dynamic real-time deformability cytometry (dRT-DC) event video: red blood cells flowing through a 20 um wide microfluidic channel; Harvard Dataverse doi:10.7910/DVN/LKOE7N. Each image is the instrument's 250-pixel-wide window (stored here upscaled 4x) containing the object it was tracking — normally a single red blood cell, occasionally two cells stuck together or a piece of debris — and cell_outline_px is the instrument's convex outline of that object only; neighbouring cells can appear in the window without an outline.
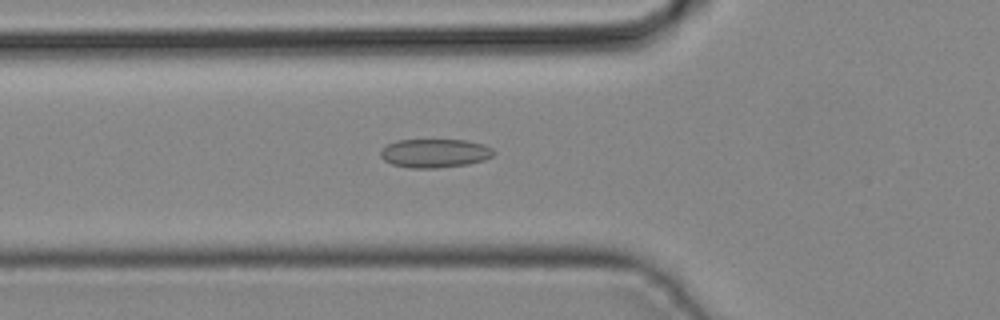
{"species": "common noctule bat (a hibernating species)", "species_latin": "Nyctalus noctula", "temperature_condition": "cold", "stored_images_in_passage": 40, "camera_frame_rate_fps": 3000, "um_per_image_px": 0.085, "animal": {"sex": "male", "body_mass_g": 19.2, "forearm_length_mm": 51.8}, "frame": {"image": 1, "passage_image": 12, "time_ms": 3.667, "image_size_px": [1000, 320], "cell_outline_px": [[496, 152], [492, 156], [484, 160], [468, 164], [436, 168], [412, 168], [392, 164], [384, 160], [380, 156], [380, 152], [388, 144], [396, 140], [468, 140], [484, 144], [492, 148]], "centroid_in_image_um": [36.98, 13.02], "position_along_channel_um": 88.8, "area_um2": 18.96}}
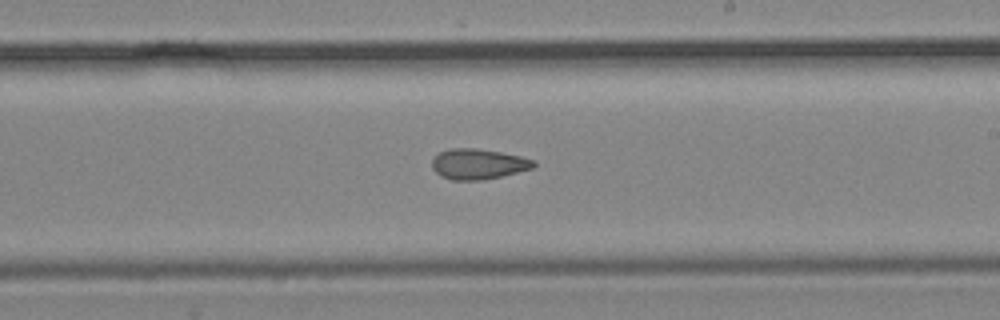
{"frame": {"image": 2, "passage_image": 22, "time_ms": 7.0, "image_size_px": [1000, 320], "cell_outline_px": [[536, 164], [532, 168], [500, 176], [480, 180], [452, 180], [440, 176], [432, 168], [432, 160], [440, 152], [448, 148], [476, 148], [500, 152], [520, 156], [536, 160]], "centroid_in_image_um": [40.63, 13.93], "position_along_channel_um": 248.4, "area_um2": 17.92}}
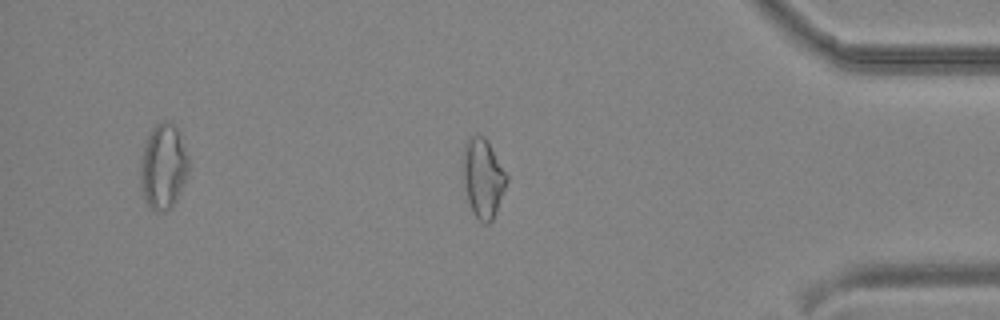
{"frame": {"image": 3, "passage_image": 33, "time_ms": 10.667, "image_size_px": [1000, 320], "cell_outline_px": [[508, 180], [496, 212], [492, 220], [488, 224], [484, 224], [476, 216], [468, 200], [464, 180], [464, 144], [472, 136], [484, 136], [508, 176]], "centroid_in_image_um": [41.08, 15.15], "position_along_channel_um": 394.1, "area_um2": 19.42}}